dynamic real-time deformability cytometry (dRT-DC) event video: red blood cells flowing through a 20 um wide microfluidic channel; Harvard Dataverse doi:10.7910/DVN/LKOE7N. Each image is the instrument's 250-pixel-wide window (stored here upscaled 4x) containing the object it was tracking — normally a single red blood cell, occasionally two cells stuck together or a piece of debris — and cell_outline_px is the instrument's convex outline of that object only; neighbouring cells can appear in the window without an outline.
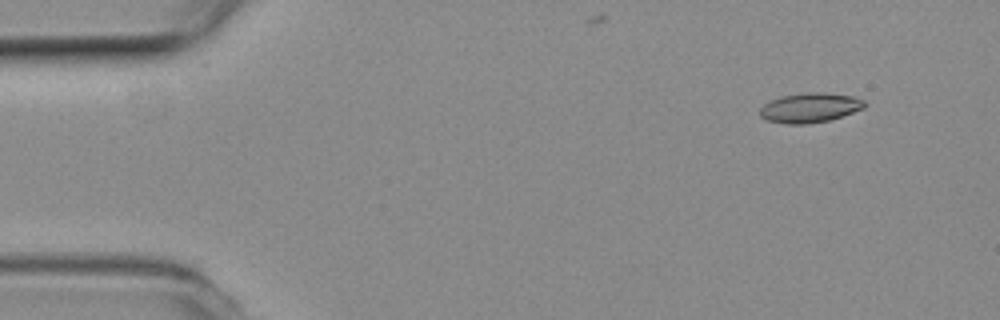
{"species": "common noctule bat (a hibernating species)", "species_latin": "Nyctalus noctula", "temperature_condition": "room temperature", "stored_images_in_passage": 5, "segment_of_instrument_passage": [1, 2], "camera_frame_rate_fps": 3000, "um_per_image_px": 0.085, "animal": {"sex": "female", "body_mass_g": 19.3, "forearm_length_mm": 54.1}, "frame": {"image": 1, "passage_image": 1, "time_ms": 0.0, "image_size_px": [1000, 320], "cell_outline_px": [[868, 104], [864, 108], [828, 120], [808, 124], [788, 124], [768, 120], [760, 116], [760, 108], [764, 104], [780, 96], [804, 92], [824, 92], [852, 96], [864, 100]], "centroid_in_image_um": [68.85, 9.14], "position_along_channel_um": 16.2, "area_um2": 18.03}}